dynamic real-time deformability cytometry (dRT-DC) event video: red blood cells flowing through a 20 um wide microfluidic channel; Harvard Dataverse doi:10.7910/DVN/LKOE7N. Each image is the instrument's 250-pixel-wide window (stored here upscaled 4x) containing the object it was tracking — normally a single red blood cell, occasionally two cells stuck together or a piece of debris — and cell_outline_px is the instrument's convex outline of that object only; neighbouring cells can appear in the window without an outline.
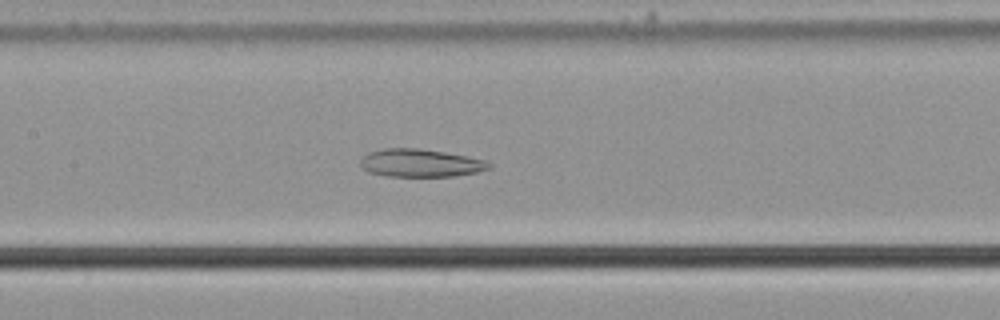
{"species": "common noctule bat (a hibernating species)", "species_latin": "Nyctalus noctula", "temperature_condition": "cold", "stored_images_in_passage": 52, "camera_frame_rate_fps": 3000, "um_per_image_px": 0.085, "animal": {"sex": "male", "body_mass_g": 21.5, "forearm_length_mm": 52.0}, "frame": {"image": 1, "passage_image": 23, "time_ms": 7.333, "image_size_px": [1000, 320], "cell_outline_px": [[492, 168], [476, 172], [456, 176], [384, 176], [368, 172], [360, 164], [360, 160], [368, 152], [384, 148], [420, 148], [468, 156], [484, 160], [492, 164]], "centroid_in_image_um": [35.74, 13.85], "position_along_channel_um": 171.7, "area_um2": 20.98}}
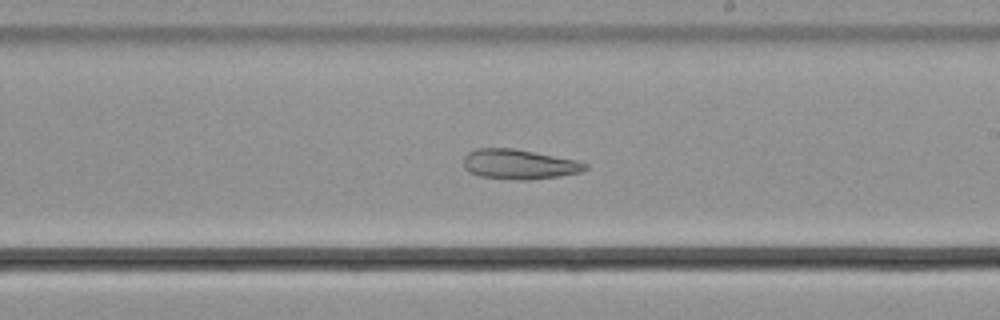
{"frame": {"image": 2, "passage_image": 29, "time_ms": 9.333, "image_size_px": [1000, 320], "cell_outline_px": [[588, 168], [580, 172], [560, 176], [528, 180], [516, 180], [480, 176], [468, 172], [464, 168], [464, 156], [468, 152], [476, 148], [512, 148], [576, 160], [588, 164]], "centroid_in_image_um": [44.1, 13.97], "position_along_channel_um": 244.9, "area_um2": 21.15}}
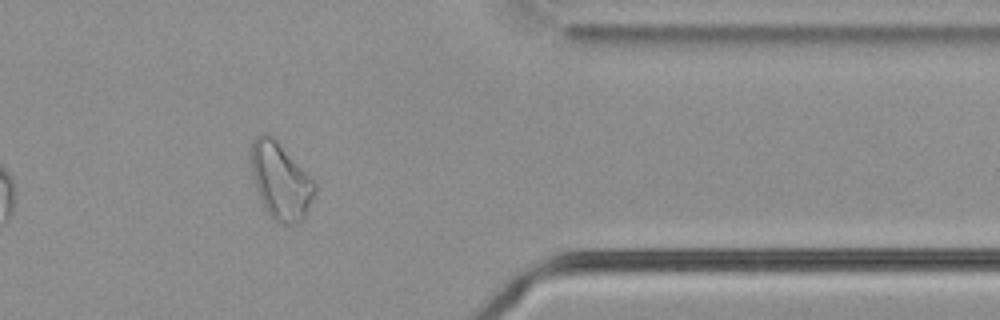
{"frame": {"image": 3, "passage_image": 42, "time_ms": 13.667, "image_size_px": [1000, 320], "cell_outline_px": [[320, 188], [304, 220], [296, 224], [284, 224], [276, 220], [264, 208], [252, 176], [248, 152], [252, 140], [260, 132], [268, 132], [276, 140]], "centroid_in_image_um": [23.85, 15.37], "position_along_channel_um": 387.6, "area_um2": 28.9}, "authors_computed_cell_mechanics": {"area_um2": 28.1775, "velocity_mm_per_s": 3.6721, "shape_relaxation_time_tau1_ms": null, "shape_relaxation_time_tau2_ms": 4.1139, "deformation_change_tau1": null, "deformation_change_tau2": 0.1167}}